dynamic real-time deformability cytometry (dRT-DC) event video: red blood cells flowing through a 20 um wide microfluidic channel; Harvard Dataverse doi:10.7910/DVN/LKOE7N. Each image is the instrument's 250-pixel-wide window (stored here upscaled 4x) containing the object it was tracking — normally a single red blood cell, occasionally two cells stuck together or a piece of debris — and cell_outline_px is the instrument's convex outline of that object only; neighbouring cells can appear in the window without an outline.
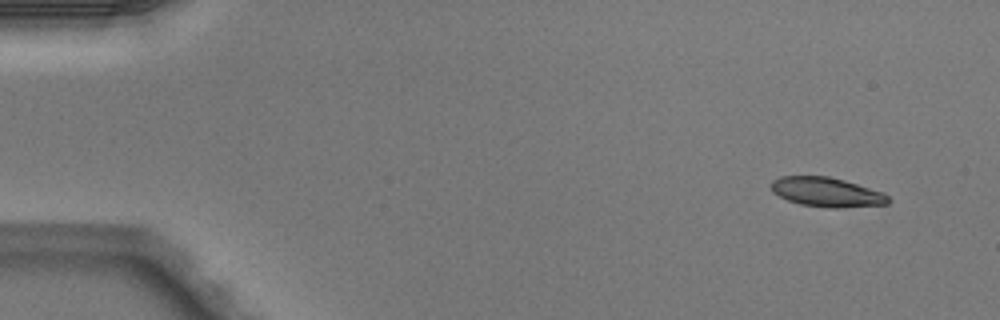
{"species": "Egyptian fruit bat (a non-hibernating species)", "species_latin": "Rousettus aegyptiacus", "temperature_condition": "warm", "stored_images_in_passage": 48, "segment_of_instrument_passage": [1, 2], "camera_frame_rate_fps": 3000, "um_per_image_px": 0.085, "animal": {"sex": "male"}, "frame": {"image": 1, "passage_image": 1, "time_ms": 0.0, "image_size_px": [1000, 320], "cell_outline_px": [[892, 200], [888, 204], [840, 208], [828, 208], [800, 204], [788, 200], [772, 192], [768, 184], [772, 180], [780, 176], [828, 176], [844, 180], [880, 192], [888, 196]], "centroid_in_image_um": [70.22, 16.33], "position_along_channel_um": 14.8, "area_um2": 20.11}}
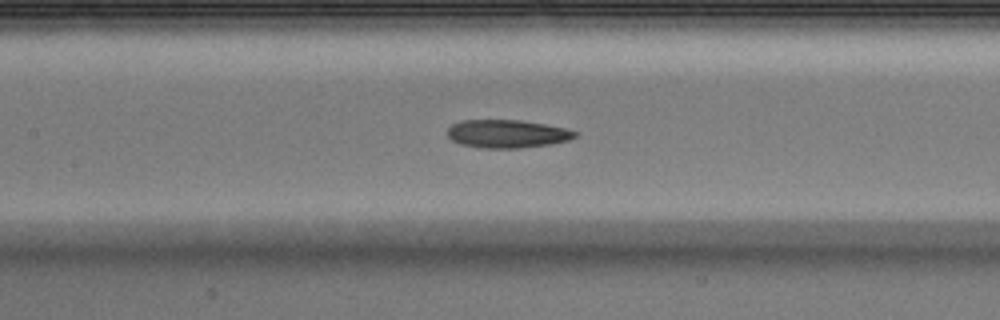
{"frame": {"image": 2, "passage_image": 21, "time_ms": 6.667, "image_size_px": [1000, 320], "cell_outline_px": [[576, 136], [568, 140], [552, 144], [520, 148], [484, 148], [460, 144], [452, 140], [448, 136], [448, 128], [452, 124], [464, 120], [520, 120], [544, 124], [564, 128], [576, 132]], "centroid_in_image_um": [43.09, 11.38], "position_along_channel_um": 164.3, "area_um2": 20.75}}
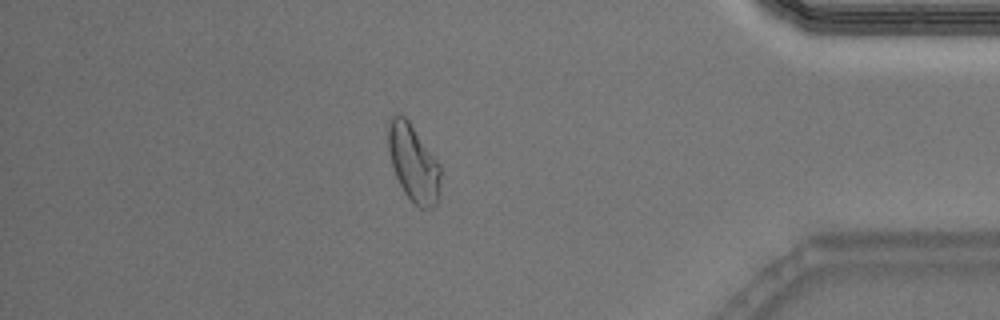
{"frame": {"image": 3, "passage_image": 41, "time_ms": 13.333, "image_size_px": [1000, 320], "cell_outline_px": [[440, 192], [436, 204], [432, 208], [420, 208], [404, 192], [396, 176], [392, 164], [388, 148], [388, 128], [392, 116], [404, 116], [408, 120], [440, 164]], "centroid_in_image_um": [35.16, 13.89], "position_along_channel_um": 400.0, "area_um2": 23.06}}